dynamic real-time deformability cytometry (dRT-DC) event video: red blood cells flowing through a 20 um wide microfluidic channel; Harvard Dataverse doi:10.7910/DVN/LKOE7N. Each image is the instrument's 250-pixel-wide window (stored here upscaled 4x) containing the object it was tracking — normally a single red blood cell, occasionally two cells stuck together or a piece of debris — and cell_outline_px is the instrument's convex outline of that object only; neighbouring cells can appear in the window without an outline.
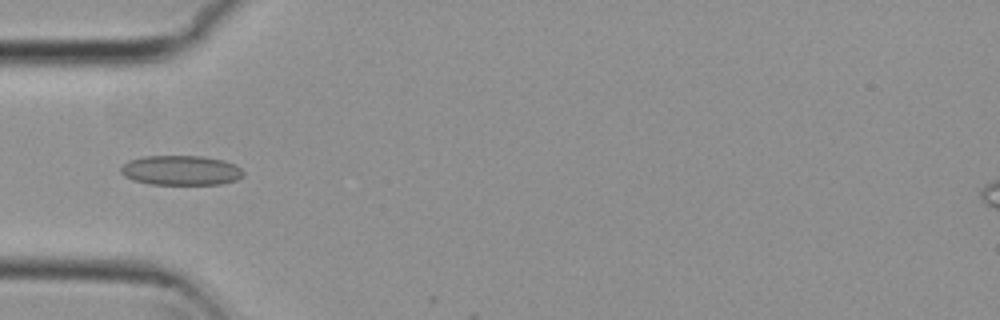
{"species": "common noctule bat (a hibernating species)", "species_latin": "Nyctalus noctula", "temperature_condition": "cold", "stored_images_in_passage": 6, "camera_frame_rate_fps": 3000, "um_per_image_px": 0.085, "animal": {"sex": "female", "body_mass_g": 29.2, "forearm_length_mm": 56.3}, "frame": {"image": 1, "passage_image": 4, "time_ms": 1.0, "image_size_px": [1000, 320], "cell_outline_px": [[244, 176], [236, 180], [220, 184], [148, 184], [132, 180], [124, 176], [120, 172], [120, 168], [128, 160], [144, 156], [200, 156], [224, 160], [236, 164], [244, 172]], "centroid_in_image_um": [15.37, 14.48], "position_along_channel_um": 69.6, "area_um2": 21.39}}
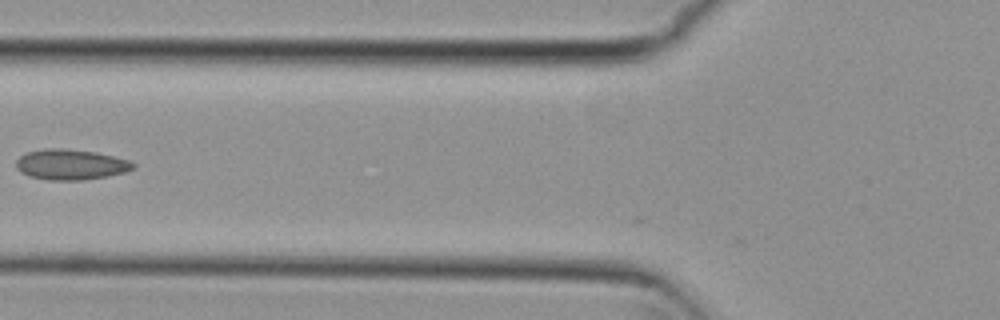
{"frame": {"image": 2, "passage_image": 5, "time_ms": 1.333, "image_size_px": [1000, 320], "cell_outline_px": [[136, 168], [124, 172], [108, 176], [84, 180], [48, 180], [28, 176], [20, 172], [16, 168], [16, 160], [20, 156], [28, 152], [44, 148], [64, 148], [96, 152], [128, 160], [136, 164]], "centroid_in_image_um": [6.0, 13.99], "position_along_channel_um": 119.8, "area_um2": 20.92}}
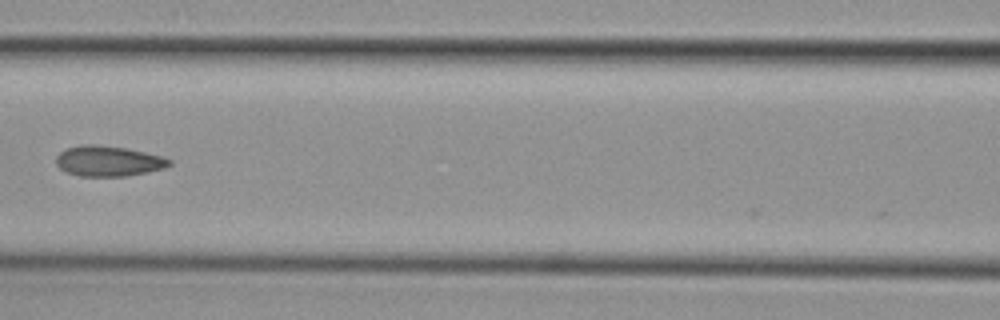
{"frame": {"image": 3, "passage_image": 6, "time_ms": 1.667, "image_size_px": [1000, 320], "cell_outline_px": [[172, 164], [164, 168], [148, 172], [128, 176], [80, 176], [64, 172], [56, 164], [56, 156], [64, 148], [80, 144], [96, 144], [128, 148], [160, 156], [172, 160]], "centroid_in_image_um": [9.18, 13.68], "position_along_channel_um": 157.4, "area_um2": 20.35}}